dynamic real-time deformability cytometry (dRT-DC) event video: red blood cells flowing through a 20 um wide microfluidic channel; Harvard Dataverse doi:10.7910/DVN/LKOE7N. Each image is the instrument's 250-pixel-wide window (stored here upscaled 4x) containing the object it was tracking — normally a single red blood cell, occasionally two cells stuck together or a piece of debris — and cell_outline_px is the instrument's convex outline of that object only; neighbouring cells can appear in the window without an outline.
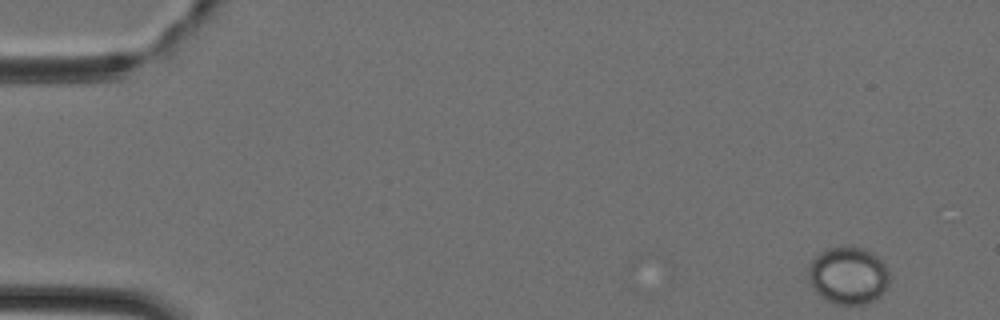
{"species": "Egyptian fruit bat (a non-hibernating species)", "species_latin": "Rousettus aegyptiacus", "temperature_condition": "cold", "stored_images_in_passage": 24, "camera_frame_rate_fps": 3000, "um_per_image_px": 0.085, "animal": {"sex": "female"}, "frame": {"image": 1, "passage_image": 1, "time_ms": 0.0, "image_size_px": [1000, 320], "cell_outline_px": [[888, 284], [884, 292], [876, 300], [868, 304], [832, 304], [820, 296], [812, 288], [808, 280], [808, 268], [812, 260], [820, 252], [828, 248], [864, 248], [876, 252], [880, 256], [888, 268]], "centroid_in_image_um": [72.12, 23.43], "position_along_channel_um": 12.9, "area_um2": 27.51}}
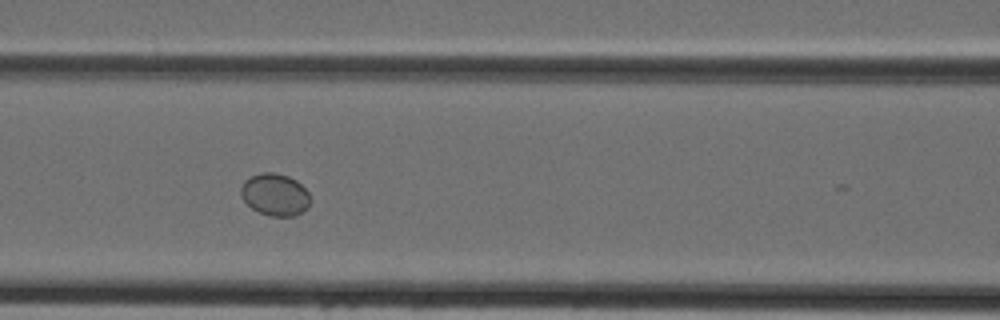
{"frame": {"image": 2, "passage_image": 18, "time_ms": 5.667, "image_size_px": [1000, 320], "cell_outline_px": [[308, 208], [296, 216], [272, 216], [260, 212], [252, 208], [240, 196], [240, 188], [244, 180], [260, 172], [272, 172], [288, 176], [296, 180], [308, 192]], "centroid_in_image_um": [23.35, 16.53], "position_along_channel_um": 143.3, "area_um2": 16.94}}
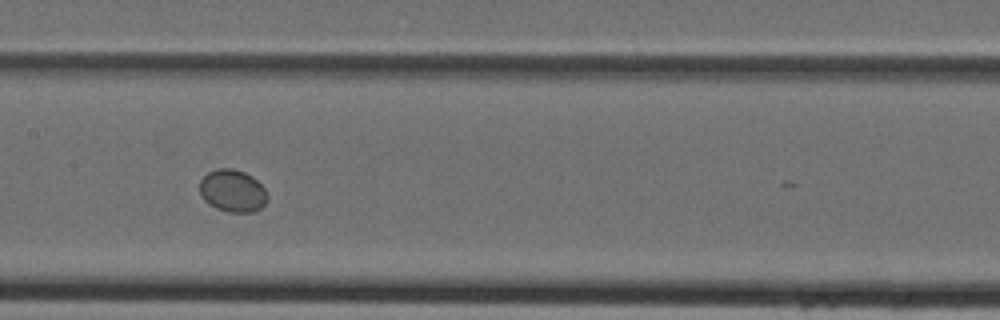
{"frame": {"image": 3, "passage_image": 21, "time_ms": 6.667, "image_size_px": [1000, 320], "cell_outline_px": [[268, 200], [256, 212], [228, 212], [216, 208], [208, 204], [200, 196], [200, 180], [208, 172], [216, 168], [232, 168], [244, 172], [252, 176], [264, 188], [268, 196]], "centroid_in_image_um": [19.76, 16.22], "position_along_channel_um": 187.6, "area_um2": 16.88}}